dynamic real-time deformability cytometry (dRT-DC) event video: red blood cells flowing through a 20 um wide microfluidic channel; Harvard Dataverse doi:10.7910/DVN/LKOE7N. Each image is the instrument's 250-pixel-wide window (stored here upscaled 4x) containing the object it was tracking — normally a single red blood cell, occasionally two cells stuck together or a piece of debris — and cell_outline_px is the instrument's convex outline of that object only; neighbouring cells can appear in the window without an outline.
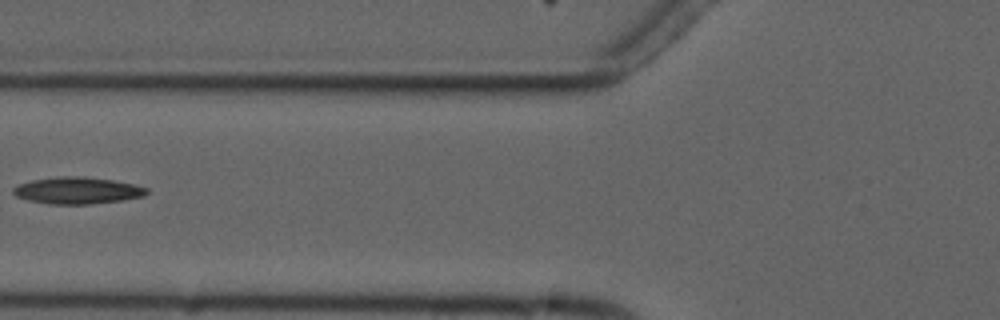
{"species": "common noctule bat (a hibernating species)", "species_latin": "Nyctalus noctula", "temperature_condition": "cold", "stored_images_in_passage": 7, "camera_frame_rate_fps": 3000, "um_per_image_px": 0.085, "animal": {"sex": "male", "forearm_length_mm": 52.5}, "frame": {"image": 1, "passage_image": 7, "time_ms": 6.667, "image_size_px": [1000, 320], "cell_outline_px": [[148, 192], [144, 196], [120, 200], [92, 204], [48, 204], [28, 200], [16, 196], [12, 192], [12, 188], [20, 184], [32, 180], [60, 176], [84, 176], [112, 180], [132, 184], [148, 188]], "centroid_in_image_um": [6.56, 16.19], "position_along_channel_um": 119.2, "area_um2": 20.75}}